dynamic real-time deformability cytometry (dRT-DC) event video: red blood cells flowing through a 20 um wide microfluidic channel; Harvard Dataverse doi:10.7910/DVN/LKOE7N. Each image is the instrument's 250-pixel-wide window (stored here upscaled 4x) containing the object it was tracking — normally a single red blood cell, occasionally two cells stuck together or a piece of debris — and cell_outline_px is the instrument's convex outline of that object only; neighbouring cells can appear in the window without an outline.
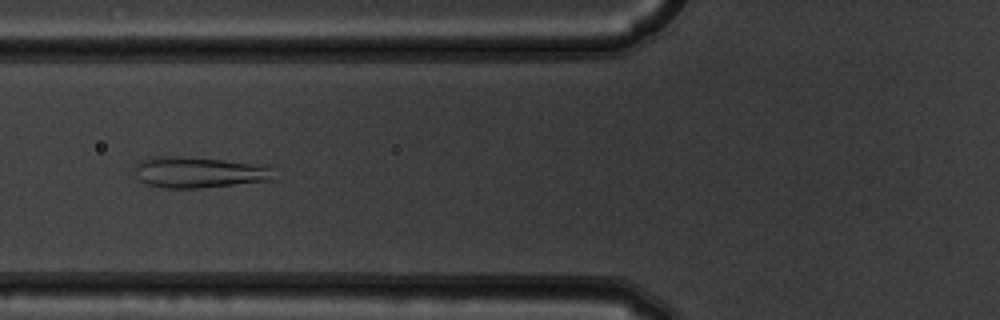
{"species": "common noctule bat (a hibernating species)", "species_latin": "Nyctalus noctula", "temperature_condition": "warm", "stored_images_in_passage": 8, "camera_frame_rate_fps": 3000, "um_per_image_px": 0.085, "animal": {"sex": "male", "body_mass_g": 19.5, "forearm_length_mm": 54.6}, "frame": {"image": 1, "passage_image": 3, "time_ms": 0.667, "image_size_px": [1000, 320], "cell_outline_px": [[276, 180], [200, 188], [164, 188], [144, 184], [136, 180], [132, 172], [132, 168], [140, 160], [156, 156], [180, 156], [268, 164]], "centroid_in_image_um": [16.86, 14.65], "position_along_channel_um": 108.9, "area_um2": 25.95}}
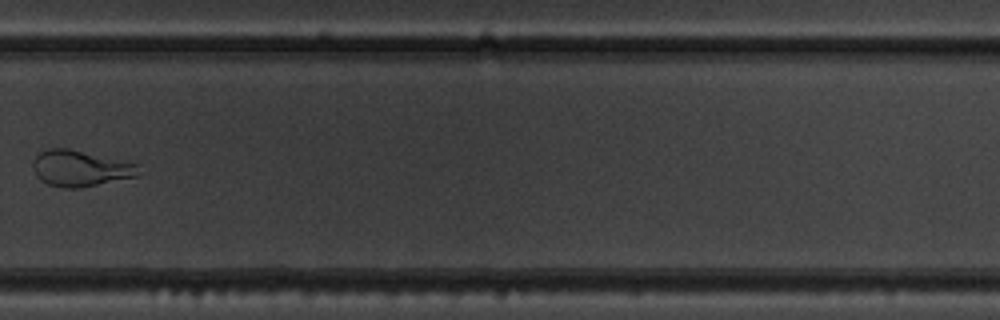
{"frame": {"image": 2, "passage_image": 8, "time_ms": 2.333, "image_size_px": [1000, 320], "cell_outline_px": [[140, 176], [80, 188], [64, 188], [48, 184], [40, 180], [36, 176], [32, 168], [32, 160], [40, 152], [48, 148], [68, 148], [140, 164]], "centroid_in_image_um": [6.84, 14.31], "position_along_channel_um": 323.0, "area_um2": 22.54}}